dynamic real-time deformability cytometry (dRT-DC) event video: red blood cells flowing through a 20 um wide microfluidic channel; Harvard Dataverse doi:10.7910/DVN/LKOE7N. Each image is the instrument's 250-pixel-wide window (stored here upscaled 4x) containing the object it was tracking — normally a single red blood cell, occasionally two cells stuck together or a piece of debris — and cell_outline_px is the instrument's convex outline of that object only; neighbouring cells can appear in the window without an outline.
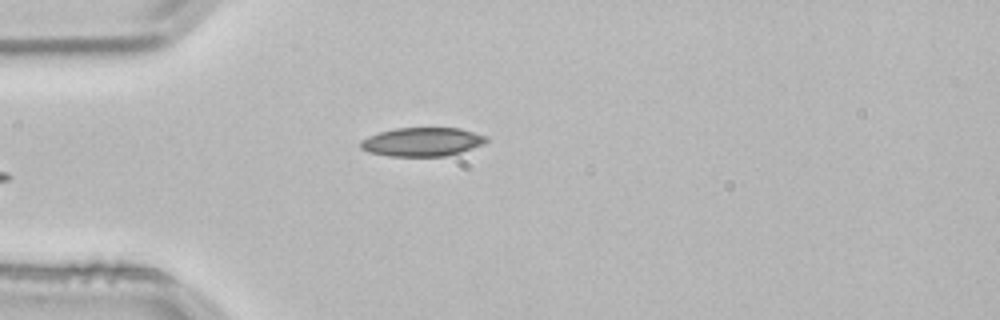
{"species": "common noctule bat (a hibernating species)", "species_latin": "Nyctalus noctula", "temperature_condition": "room temperature", "stored_images_in_passage": 3, "camera_frame_rate_fps": 3000, "um_per_image_px": 0.085, "animal": {"sex": "male", "body_mass_g": 21.5, "forearm_length_mm": 52.0}, "frame": {"image": 1, "passage_image": 3, "time_ms": 0.667, "image_size_px": [1000, 320], "cell_outline_px": [[488, 140], [484, 144], [460, 152], [444, 156], [388, 156], [368, 152], [360, 148], [360, 140], [368, 136], [380, 132], [396, 128], [460, 128], [488, 136]], "centroid_in_image_um": [35.88, 12.06], "position_along_channel_um": 49.1, "area_um2": 21.1}}